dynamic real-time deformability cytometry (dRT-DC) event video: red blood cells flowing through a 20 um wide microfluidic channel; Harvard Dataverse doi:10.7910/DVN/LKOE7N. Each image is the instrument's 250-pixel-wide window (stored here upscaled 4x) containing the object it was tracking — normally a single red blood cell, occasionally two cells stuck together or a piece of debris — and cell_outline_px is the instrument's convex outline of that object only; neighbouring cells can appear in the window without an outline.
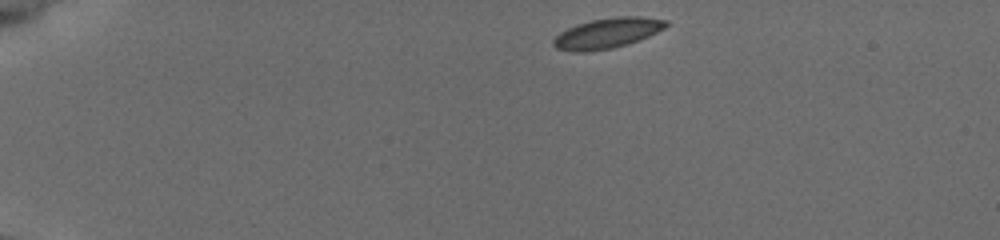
{"species": "common noctule bat (a hibernating species)", "species_latin": "Nyctalus noctula", "temperature_condition": "cold", "stored_images_in_passage": 46, "camera_frame_rate_fps": 3000, "um_per_image_px": 0.085, "animal": {"sex": "female", "body_mass_g": 19.5, "forearm_length_mm": 54.1}, "frame": {"image": 1, "passage_image": 1, "time_ms": 0.0, "image_size_px": [1000, 240], "cell_outline_px": [[668, 24], [664, 28], [648, 36], [628, 44], [612, 48], [588, 52], [572, 52], [556, 48], [552, 44], [552, 40], [560, 32], [576, 24], [592, 20], [616, 16], [640, 16], [668, 20]], "centroid_in_image_um": [51.59, 2.82], "position_along_channel_um": 33.4, "area_um2": 19.94}}
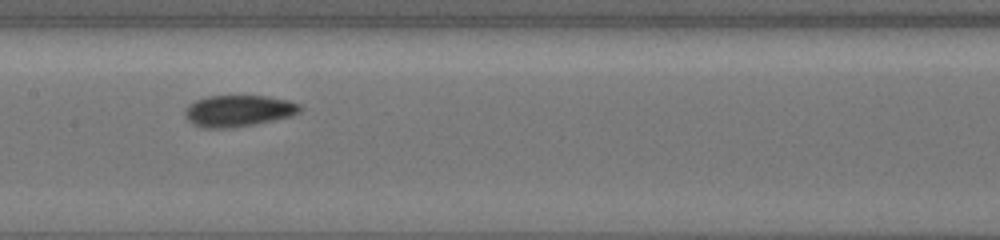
{"frame": {"image": 2, "passage_image": 20, "time_ms": 6.333, "image_size_px": [1000, 240], "cell_outline_px": [[304, 108], [300, 112], [292, 116], [232, 128], [200, 128], [192, 124], [184, 116], [184, 108], [188, 104], [196, 100], [208, 96], [268, 96], [288, 100], [300, 104]], "centroid_in_image_um": [20.24, 9.42], "position_along_channel_um": 187.2, "area_um2": 21.33}}
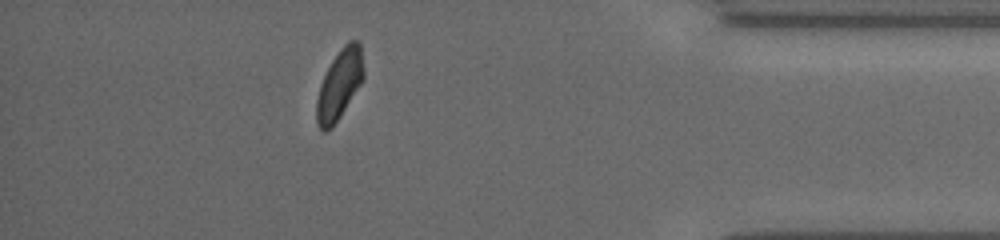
{"frame": {"image": 3, "passage_image": 40, "time_ms": 13.0, "image_size_px": [1000, 240], "cell_outline_px": [[364, 80], [332, 128], [324, 132], [316, 124], [316, 100], [320, 84], [332, 60], [340, 48], [348, 40], [356, 40], [360, 44], [364, 68]], "centroid_in_image_um": [28.86, 7.18], "position_along_channel_um": 406.3, "area_um2": 19.25}, "authors_computed_cell_mechanics": {"area_um2": 19.9121, "velocity_mm_per_s": 3.7457, "shape_relaxation_time_tau1_ms": 4.1731, "shape_relaxation_time_tau2_ms": 3.1944, "deformation_change_tau1": 0.0845, "deformation_change_tau2": 0.0408}}